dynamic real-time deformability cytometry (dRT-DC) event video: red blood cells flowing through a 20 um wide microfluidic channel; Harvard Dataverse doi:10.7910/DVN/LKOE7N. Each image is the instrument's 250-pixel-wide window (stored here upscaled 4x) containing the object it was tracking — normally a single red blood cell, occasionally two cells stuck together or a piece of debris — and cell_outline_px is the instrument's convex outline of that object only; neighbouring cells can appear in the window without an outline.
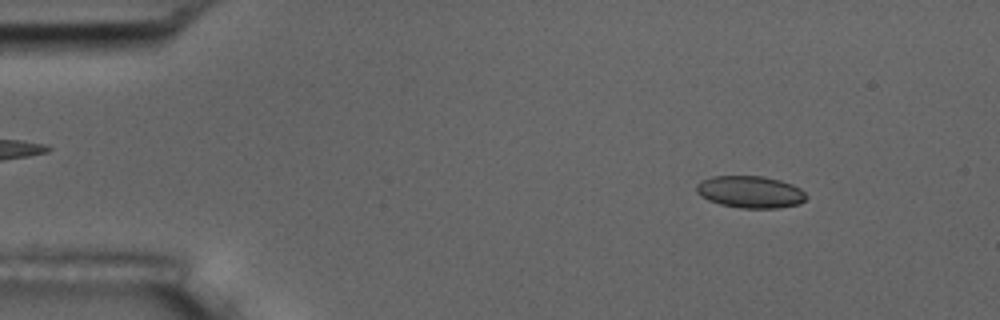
{"species": "common noctule bat (a hibernating species)", "species_latin": "Nyctalus noctula", "temperature_condition": "room temperature", "stored_images_in_passage": 9, "camera_frame_rate_fps": 3000, "um_per_image_px": 0.085, "animal": {"sex": "male", "body_mass_g": 17.5, "forearm_length_mm": 52.3}, "frame": {"image": 1, "passage_image": 2, "time_ms": 1.0, "image_size_px": [1000, 320], "cell_outline_px": [[808, 196], [800, 204], [780, 208], [740, 208], [720, 204], [708, 200], [696, 192], [696, 184], [700, 180], [712, 176], [764, 176], [780, 180], [792, 184], [800, 188]], "centroid_in_image_um": [63.77, 16.31], "position_along_channel_um": 21.2, "area_um2": 20.69}}
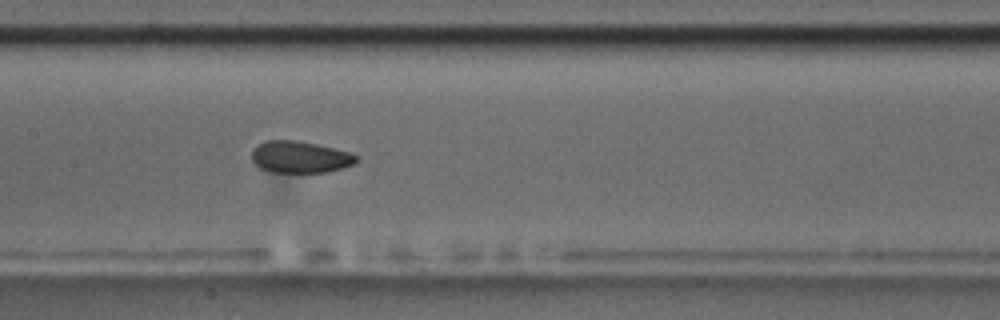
{"frame": {"image": 2, "passage_image": 7, "time_ms": 7.667, "image_size_px": [1000, 320], "cell_outline_px": [[360, 160], [356, 164], [324, 172], [268, 172], [260, 168], [252, 160], [252, 148], [264, 140], [296, 140], [316, 144], [348, 152], [360, 156]], "centroid_in_image_um": [25.49, 13.34], "position_along_channel_um": 181.9, "area_um2": 19.48}}
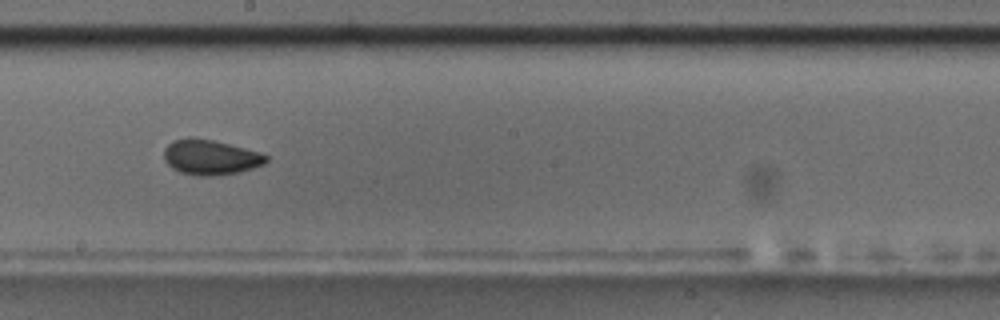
{"frame": {"image": 3, "passage_image": 8, "time_ms": 9.0, "image_size_px": [1000, 320], "cell_outline_px": [[268, 160], [264, 164], [240, 172], [212, 176], [200, 176], [180, 172], [172, 168], [164, 160], [164, 148], [172, 140], [188, 136], [192, 136], [212, 140], [244, 148], [268, 156]], "centroid_in_image_um": [17.84, 13.36], "position_along_channel_um": 230.4, "area_um2": 20.92}}